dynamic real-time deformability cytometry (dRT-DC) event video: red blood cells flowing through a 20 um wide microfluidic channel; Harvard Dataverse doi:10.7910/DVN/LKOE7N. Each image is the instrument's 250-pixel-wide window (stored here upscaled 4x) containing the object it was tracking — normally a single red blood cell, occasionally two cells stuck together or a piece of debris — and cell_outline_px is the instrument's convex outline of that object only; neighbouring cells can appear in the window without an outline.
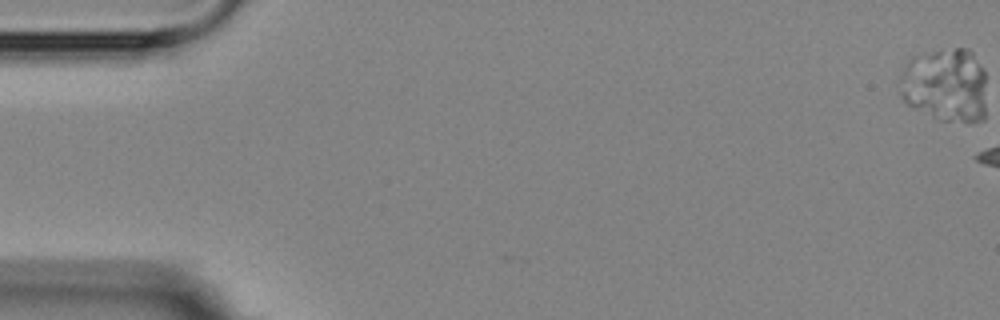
{"species": "Egyptian fruit bat (a non-hibernating species)", "species_latin": "Rousettus aegyptiacus", "temperature_condition": "room temperature", "stored_images_in_passage": 5, "camera_frame_rate_fps": 3000, "um_per_image_px": 0.085, "animal": {"sex": "female"}, "frame": {"image": 1, "passage_image": 5, "time_ms": 6.0, "image_size_px": [1000, 320], "cell_outline_px": [[984, 120], [968, 124], [940, 120], [912, 108], [900, 96], [900, 76], [908, 60], [912, 56], [956, 48], [968, 48], [972, 52], [984, 72]], "centroid_in_image_um": [80.35, 7.28], "position_along_channel_um": 4.7, "area_um2": 37.57}}